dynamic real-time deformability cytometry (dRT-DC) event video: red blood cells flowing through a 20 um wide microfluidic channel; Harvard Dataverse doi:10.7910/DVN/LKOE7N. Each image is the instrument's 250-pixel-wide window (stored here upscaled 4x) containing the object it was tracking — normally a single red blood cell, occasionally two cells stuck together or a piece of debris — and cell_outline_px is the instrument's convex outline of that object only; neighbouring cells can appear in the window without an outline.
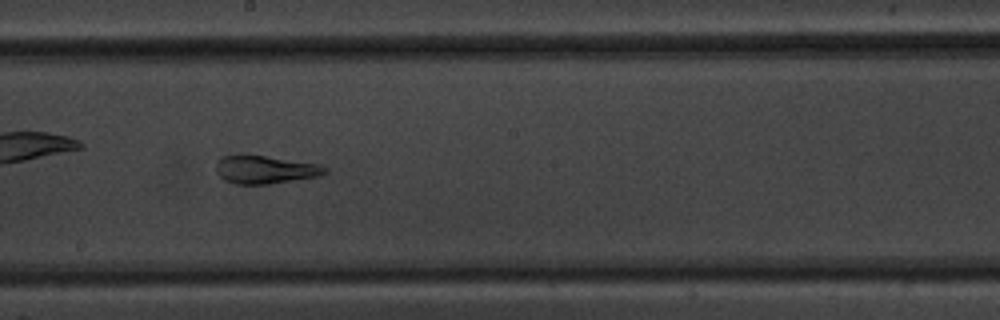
{"species": "common noctule bat (a hibernating species)", "species_latin": "Nyctalus noctula", "temperature_condition": "warm", "stored_images_in_passage": 35, "camera_frame_rate_fps": 3000, "um_per_image_px": 0.085, "animal": {"sex": "male", "body_mass_g": 20.1, "forearm_length_mm": 53.5}, "frame": {"image": 1, "passage_image": 17, "time_ms": 5.333, "image_size_px": [1000, 320], "cell_outline_px": [[328, 172], [320, 176], [268, 184], [236, 184], [224, 180], [216, 172], [216, 164], [220, 156], [236, 152], [240, 152], [320, 164], [328, 168]], "centroid_in_image_um": [22.49, 14.38], "position_along_channel_um": 225.7, "area_um2": 18.44}}
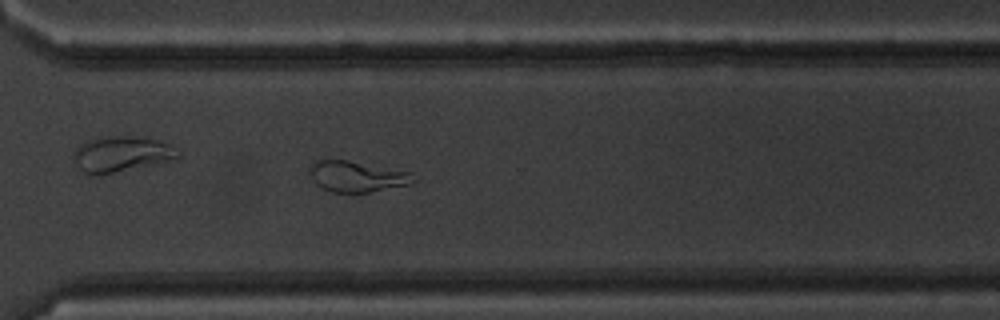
{"frame": {"image": 2, "passage_image": 26, "time_ms": 8.333, "image_size_px": [1000, 320], "cell_outline_px": [[420, 180], [412, 184], [368, 192], [332, 192], [316, 184], [312, 180], [308, 172], [308, 168], [312, 160], [348, 160], [412, 172]], "centroid_in_image_um": [30.36, 14.99], "position_along_channel_um": 340.2, "area_um2": 19.02}}
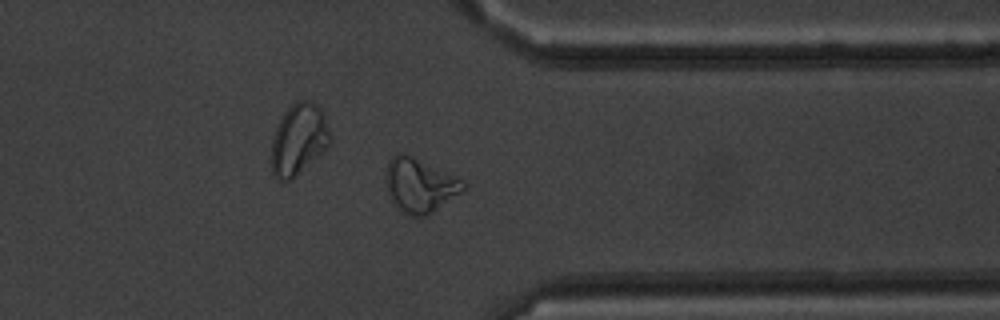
{"frame": {"image": 3, "passage_image": 29, "time_ms": 9.333, "image_size_px": [1000, 320], "cell_outline_px": [[468, 188], [432, 212], [424, 216], [408, 216], [396, 208], [388, 192], [384, 176], [388, 160], [396, 152], [404, 152], [456, 176], [464, 180], [468, 184]], "centroid_in_image_um": [35.67, 15.73], "position_along_channel_um": 375.7, "area_um2": 24.8}}